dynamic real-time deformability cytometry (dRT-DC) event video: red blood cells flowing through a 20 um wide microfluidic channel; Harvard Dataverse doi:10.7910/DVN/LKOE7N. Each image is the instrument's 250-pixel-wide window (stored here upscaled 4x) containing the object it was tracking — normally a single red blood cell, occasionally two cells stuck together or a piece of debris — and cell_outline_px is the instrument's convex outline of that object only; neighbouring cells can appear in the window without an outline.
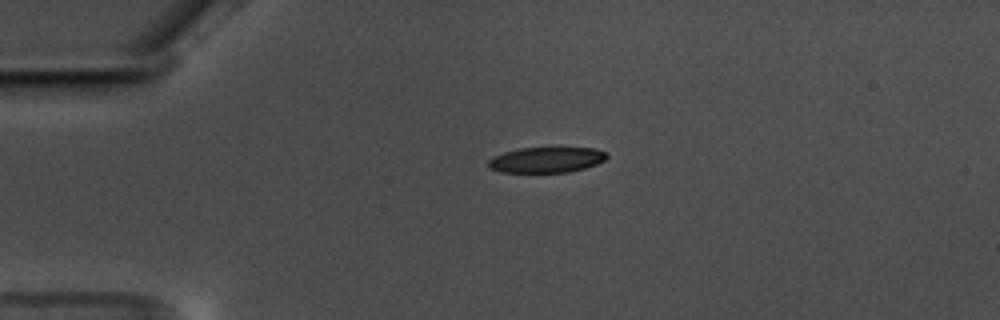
{"species": "common noctule bat (a hibernating species)", "species_latin": "Nyctalus noctula", "temperature_condition": "warm", "stored_images_in_passage": 58, "camera_frame_rate_fps": 3000, "um_per_image_px": 0.085, "animal": {"sex": "male", "body_mass_g": 17.5, "forearm_length_mm": 52.3}, "frame": {"image": 1, "passage_image": 14, "time_ms": 4.333, "image_size_px": [1000, 320], "cell_outline_px": [[608, 156], [604, 160], [596, 164], [584, 168], [568, 172], [500, 172], [488, 168], [488, 160], [492, 156], [504, 152], [520, 148], [596, 148], [608, 152]], "centroid_in_image_um": [46.43, 13.58], "position_along_channel_um": 38.6, "area_um2": 17.69}}
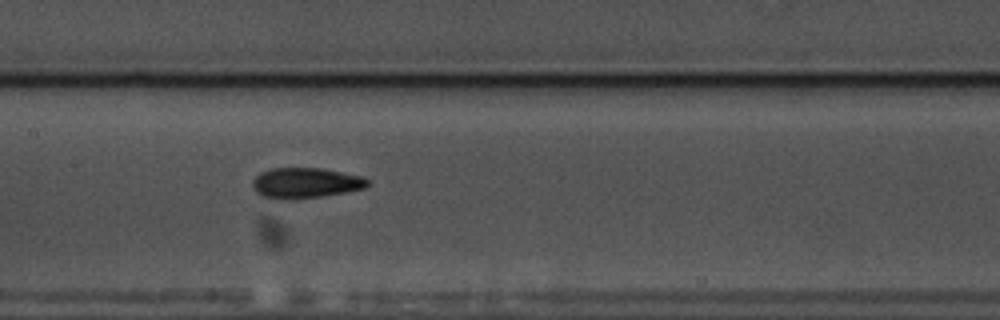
{"frame": {"image": 2, "passage_image": 29, "time_ms": 9.333, "image_size_px": [1000, 320], "cell_outline_px": [[368, 184], [364, 188], [324, 196], [292, 200], [276, 200], [260, 196], [252, 188], [252, 180], [260, 172], [272, 168], [320, 168], [364, 176], [368, 180]], "centroid_in_image_um": [25.91, 15.57], "position_along_channel_um": 181.5, "area_um2": 20.75}}
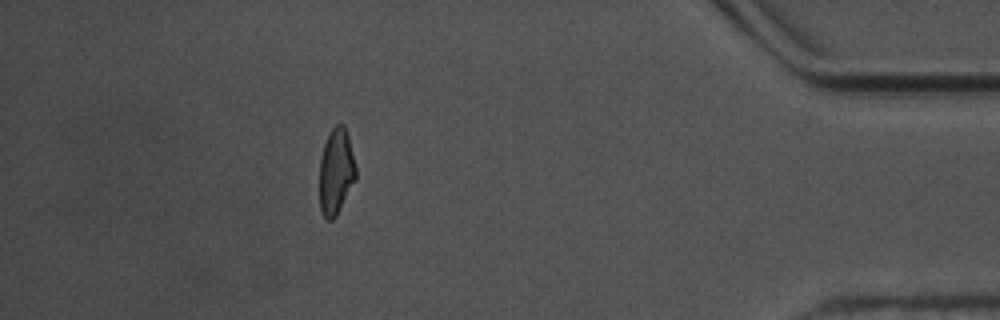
{"frame": {"image": 3, "passage_image": 52, "time_ms": 17.0, "image_size_px": [1000, 320], "cell_outline_px": [[356, 180], [336, 216], [332, 220], [328, 220], [324, 216], [320, 208], [320, 156], [328, 132], [336, 124], [344, 124], [348, 136], [356, 168]], "centroid_in_image_um": [28.56, 14.56], "position_along_channel_um": 406.6, "area_um2": 18.26}, "authors_computed_cell_mechanics": {"area_um2": 19.1896, "velocity_mm_per_s": 3.5599, "shape_relaxation_time_tau1_ms": 5.0458, "shape_relaxation_time_tau2_ms": 2.1713, "deformation_change_tau1": 0.1666, "deformation_change_tau2": 0.0995}}